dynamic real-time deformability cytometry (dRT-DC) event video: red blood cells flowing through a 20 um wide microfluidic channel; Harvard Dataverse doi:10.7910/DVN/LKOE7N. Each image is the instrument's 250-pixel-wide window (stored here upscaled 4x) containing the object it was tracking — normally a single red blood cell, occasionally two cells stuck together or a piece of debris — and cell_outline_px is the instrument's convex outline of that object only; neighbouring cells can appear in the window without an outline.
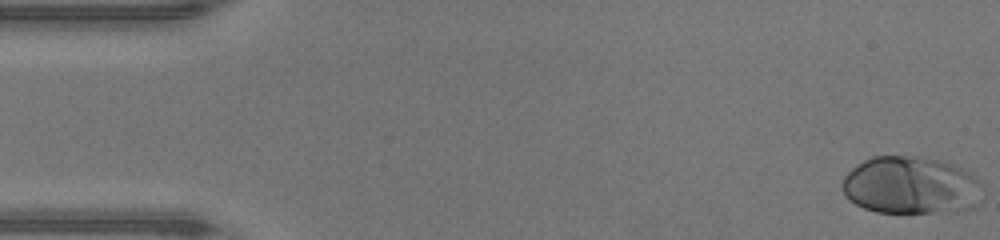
{"species": "human", "species_latin": "Homo sapiens", "temperature_condition": "warm", "stored_images_in_passage": 47, "camera_frame_rate_fps": 3000, "um_per_image_px": 0.085, "donor": {"sex": "male"}, "frame": {"image": 1, "passage_image": 1, "time_ms": 0.0, "image_size_px": [1000, 240], "cell_outline_px": [[984, 188], [980, 204], [972, 208], [956, 212], [876, 212], [864, 208], [856, 204], [844, 196], [840, 188], [840, 184], [844, 176], [856, 164], [872, 156], [920, 156], [940, 160], [952, 164], [972, 172], [984, 184]], "centroid_in_image_um": [77.47, 15.76], "position_along_channel_um": 7.5, "area_um2": 48.26}}
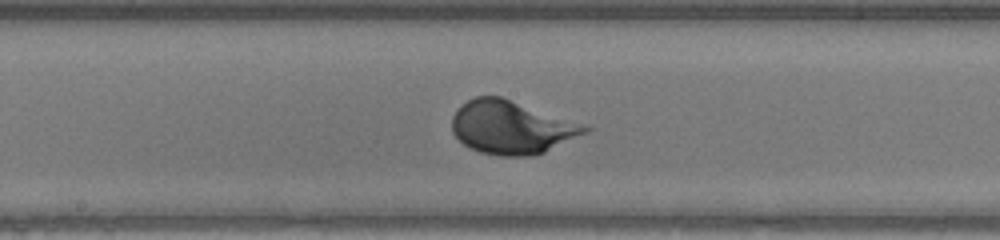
{"frame": {"image": 2, "passage_image": 24, "time_ms": 7.667, "image_size_px": [1000, 240], "cell_outline_px": [[592, 128], [588, 132], [544, 152], [532, 156], [500, 156], [480, 152], [468, 148], [452, 132], [452, 116], [460, 104], [476, 96], [500, 96]], "centroid_in_image_um": [43.41, 10.84], "position_along_channel_um": 204.8, "area_um2": 40.75}}
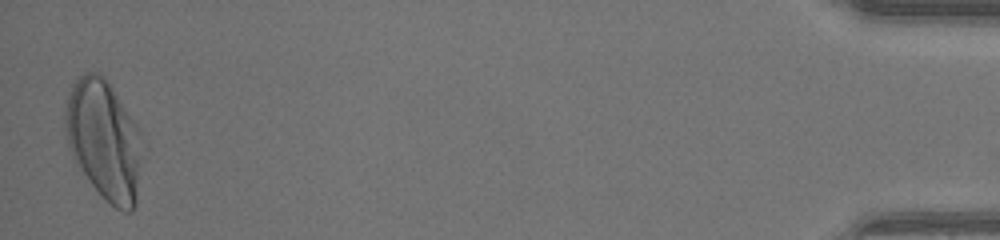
{"frame": {"image": 3, "passage_image": 46, "time_ms": 15.0, "image_size_px": [1000, 240], "cell_outline_px": [[140, 160], [136, 204], [132, 212], [124, 212], [116, 208], [92, 184], [80, 168], [72, 156], [68, 148], [64, 124], [64, 112], [68, 96], [72, 84], [76, 76], [84, 72], [96, 72], [104, 76], [140, 128]], "centroid_in_image_um": [8.81, 11.84], "position_along_channel_um": 426.4, "area_um2": 53.35}}